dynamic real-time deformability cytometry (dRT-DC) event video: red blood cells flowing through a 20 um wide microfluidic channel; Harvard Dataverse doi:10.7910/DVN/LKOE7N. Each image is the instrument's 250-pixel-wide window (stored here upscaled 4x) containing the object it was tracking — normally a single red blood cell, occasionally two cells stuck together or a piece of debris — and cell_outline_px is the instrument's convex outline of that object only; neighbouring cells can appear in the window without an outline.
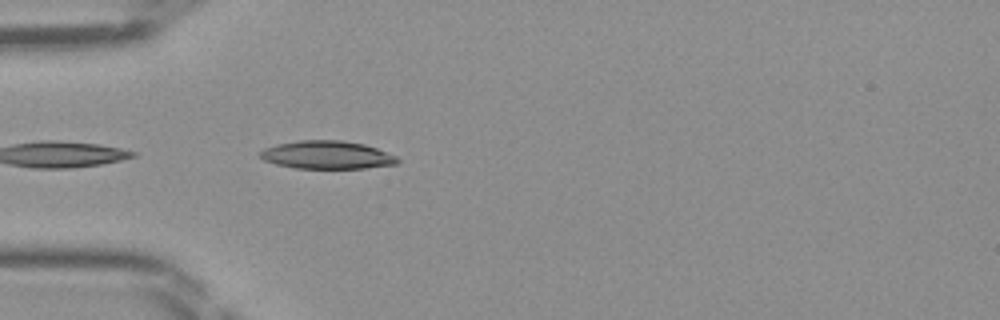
{"species": "Egyptian fruit bat (a non-hibernating species)", "species_latin": "Rousettus aegyptiacus", "temperature_condition": "room temperature", "stored_images_in_passage": 13, "camera_frame_rate_fps": 3000, "um_per_image_px": 0.085, "frame": {"image": 1, "passage_image": 1, "time_ms": 0.0, "image_size_px": [1000, 320], "cell_outline_px": [[400, 160], [396, 164], [364, 168], [296, 168], [276, 164], [264, 160], [260, 156], [260, 152], [264, 148], [276, 144], [300, 140], [340, 140], [364, 144], [376, 148], [396, 156]], "centroid_in_image_um": [27.78, 13.16], "position_along_channel_um": 57.2, "area_um2": 22.31}}